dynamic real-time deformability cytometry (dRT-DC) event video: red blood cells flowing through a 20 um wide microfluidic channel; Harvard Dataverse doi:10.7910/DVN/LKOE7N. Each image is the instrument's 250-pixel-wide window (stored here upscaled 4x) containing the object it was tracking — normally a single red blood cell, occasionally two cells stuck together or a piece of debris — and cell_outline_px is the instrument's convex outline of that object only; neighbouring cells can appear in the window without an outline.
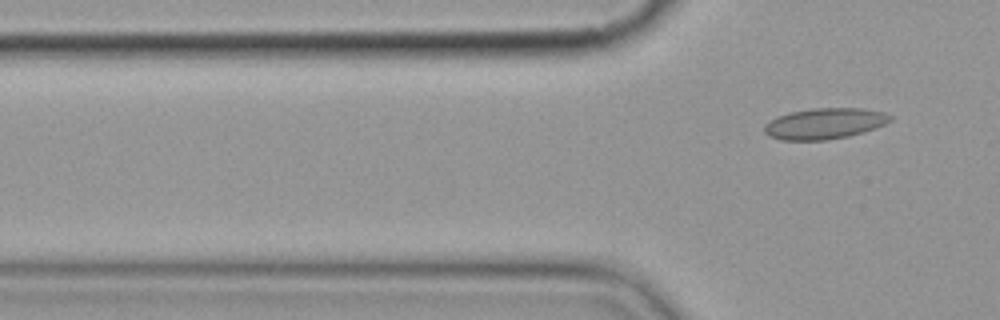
{"species": "common noctule bat (a hibernating species)", "species_latin": "Nyctalus noctula", "temperature_condition": "cold", "stored_images_in_passage": 7, "segment_of_instrument_passage": [2, 2], "camera_frame_rate_fps": 3000, "um_per_image_px": 0.085, "animal": {"sex": "female", "body_mass_g": 19.9}, "frame": {"image": 1, "passage_image": 7, "time_ms": 7.667, "image_size_px": [1000, 320], "cell_outline_px": [[892, 120], [876, 128], [864, 132], [848, 136], [828, 140], [780, 140], [768, 136], [764, 132], [764, 124], [776, 116], [788, 112], [812, 108], [860, 108], [884, 112], [892, 116]], "centroid_in_image_um": [70.06, 10.5], "position_along_channel_um": 55.7, "area_um2": 22.95}}